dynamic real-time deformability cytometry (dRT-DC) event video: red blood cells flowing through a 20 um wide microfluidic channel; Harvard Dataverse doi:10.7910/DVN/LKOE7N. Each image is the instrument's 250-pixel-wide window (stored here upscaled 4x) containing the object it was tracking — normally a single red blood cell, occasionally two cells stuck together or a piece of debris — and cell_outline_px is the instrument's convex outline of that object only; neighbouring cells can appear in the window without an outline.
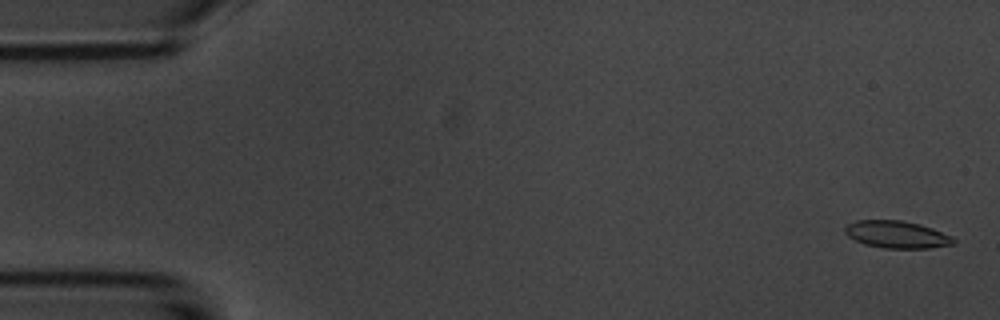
{"species": "common noctule bat (a hibernating species)", "species_latin": "Nyctalus noctula", "temperature_condition": "room temperature", "stored_images_in_passage": 11, "camera_frame_rate_fps": 3000, "um_per_image_px": 0.085, "animal": {"sex": "male", "body_mass_g": 20.1, "forearm_length_mm": 53.5}, "frame": {"image": 1, "passage_image": 1, "time_ms": 0.0, "image_size_px": [1000, 320], "cell_outline_px": [[956, 244], [928, 248], [884, 248], [864, 244], [848, 236], [844, 232], [844, 228], [848, 224], [856, 220], [904, 220], [920, 224], [932, 228], [952, 236], [956, 240]], "centroid_in_image_um": [76.25, 19.93], "position_along_channel_um": 8.8, "area_um2": 17.34}}
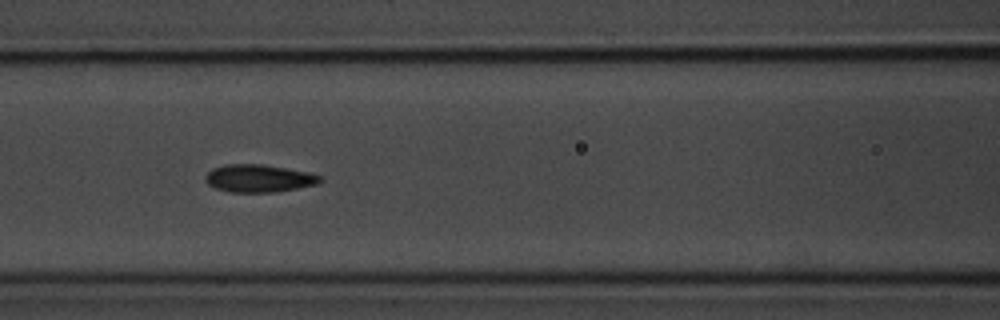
{"frame": {"image": 2, "passage_image": 7, "time_ms": 7.333, "image_size_px": [1000, 320], "cell_outline_px": [[324, 180], [316, 184], [276, 192], [228, 192], [216, 188], [208, 184], [204, 180], [204, 176], [212, 168], [224, 164], [260, 164], [308, 172], [320, 176]], "centroid_in_image_um": [21.95, 15.16], "position_along_channel_um": 144.6, "area_um2": 18.44}}
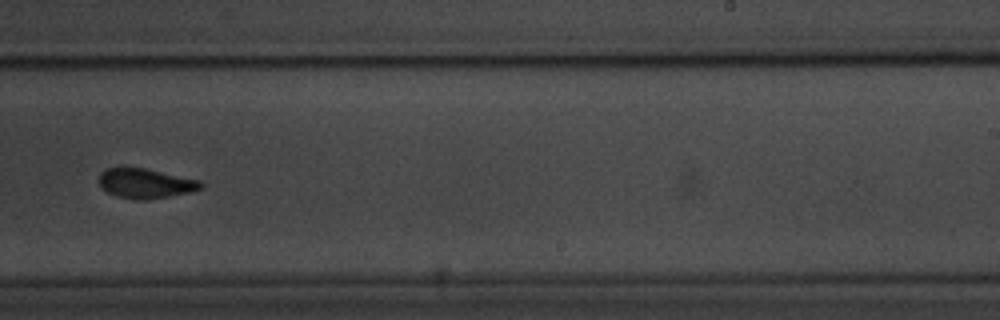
{"frame": {"image": 3, "passage_image": 10, "time_ms": 11.0, "image_size_px": [1000, 320], "cell_outline_px": [[204, 184], [200, 188], [192, 192], [144, 200], [136, 200], [116, 196], [108, 192], [100, 184], [100, 172], [108, 168], [144, 168], [200, 180]], "centroid_in_image_um": [12.39, 15.59], "position_along_channel_um": 276.6, "area_um2": 17.4}}